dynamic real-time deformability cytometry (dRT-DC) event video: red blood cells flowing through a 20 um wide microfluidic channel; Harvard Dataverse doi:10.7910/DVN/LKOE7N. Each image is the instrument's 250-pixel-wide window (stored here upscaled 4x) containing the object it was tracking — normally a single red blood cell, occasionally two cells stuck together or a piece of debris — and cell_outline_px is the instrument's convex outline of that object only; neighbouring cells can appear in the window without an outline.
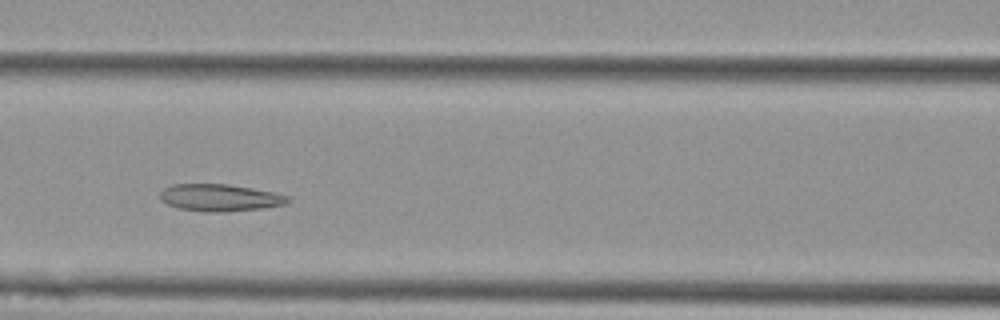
{"species": "Egyptian fruit bat (a non-hibernating species)", "species_latin": "Rousettus aegyptiacus", "temperature_condition": "cold", "stored_images_in_passage": 16, "camera_frame_rate_fps": 3000, "um_per_image_px": 0.085, "animal": {"sex": "female"}, "frame": {"image": 1, "passage_image": 16, "time_ms": 5.0, "image_size_px": [1000, 320], "cell_outline_px": [[292, 200], [284, 204], [264, 208], [224, 212], [204, 212], [176, 208], [160, 200], [160, 192], [164, 188], [172, 184], [228, 184], [252, 188], [272, 192], [288, 196]], "centroid_in_image_um": [18.66, 16.81], "position_along_channel_um": 147.9, "area_um2": 20.29}}